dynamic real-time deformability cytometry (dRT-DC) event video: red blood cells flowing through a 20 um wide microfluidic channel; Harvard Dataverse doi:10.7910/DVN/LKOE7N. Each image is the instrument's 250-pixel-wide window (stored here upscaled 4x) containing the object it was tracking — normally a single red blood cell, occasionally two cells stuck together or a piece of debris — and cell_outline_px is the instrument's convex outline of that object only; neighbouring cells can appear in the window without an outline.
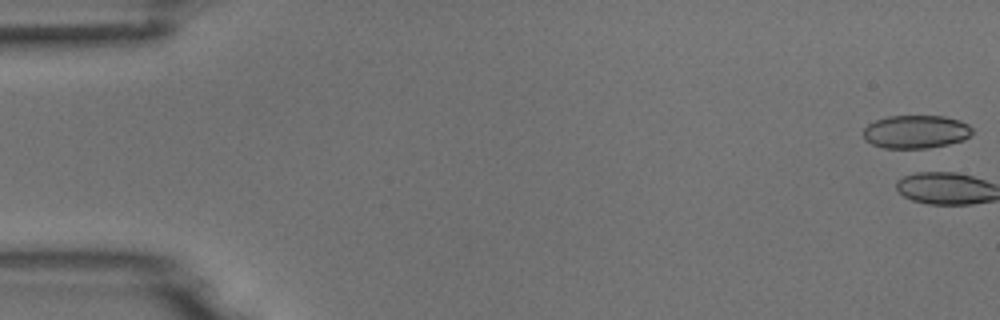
{"species": "common noctule bat (a hibernating species)", "species_latin": "Nyctalus noctula", "temperature_condition": "room temperature", "stored_images_in_passage": 4, "camera_frame_rate_fps": 3000, "um_per_image_px": 0.085, "animal": {"sex": "male", "body_mass_g": 18.8}, "frame": {"image": 1, "passage_image": 1, "time_ms": 0.0, "image_size_px": [1000, 320], "cell_outline_px": [[972, 132], [964, 140], [948, 144], [928, 148], [884, 148], [872, 144], [864, 140], [864, 128], [868, 124], [876, 120], [888, 116], [944, 116], [960, 120], [968, 124], [972, 128]], "centroid_in_image_um": [77.85, 11.2], "position_along_channel_um": 7.2, "area_um2": 21.1}}